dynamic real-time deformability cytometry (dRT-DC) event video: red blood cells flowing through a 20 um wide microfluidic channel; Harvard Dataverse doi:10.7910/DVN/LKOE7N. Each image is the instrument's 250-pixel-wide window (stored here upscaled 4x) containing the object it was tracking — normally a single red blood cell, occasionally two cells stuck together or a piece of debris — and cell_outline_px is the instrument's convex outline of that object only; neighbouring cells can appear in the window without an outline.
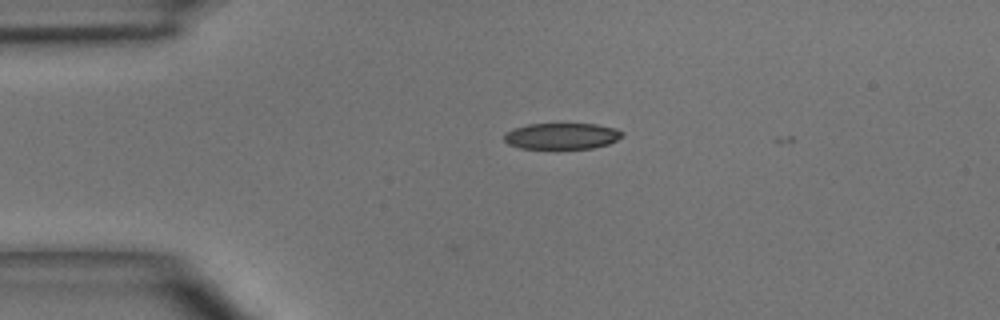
{"species": "common noctule bat (a hibernating species)", "species_latin": "Nyctalus noctula", "temperature_condition": "room temperature", "stored_images_in_passage": 2, "camera_frame_rate_fps": 3000, "um_per_image_px": 0.085, "animal": {"sex": "male", "body_mass_g": 15.6}, "frame": {"image": 1, "passage_image": 2, "time_ms": 1.333, "image_size_px": [1000, 320], "cell_outline_px": [[624, 136], [608, 144], [592, 148], [520, 148], [508, 144], [504, 140], [504, 132], [512, 128], [528, 124], [596, 124], [616, 128], [624, 132]], "centroid_in_image_um": [47.75, 11.55], "position_along_channel_um": 37.3, "area_um2": 18.09}}